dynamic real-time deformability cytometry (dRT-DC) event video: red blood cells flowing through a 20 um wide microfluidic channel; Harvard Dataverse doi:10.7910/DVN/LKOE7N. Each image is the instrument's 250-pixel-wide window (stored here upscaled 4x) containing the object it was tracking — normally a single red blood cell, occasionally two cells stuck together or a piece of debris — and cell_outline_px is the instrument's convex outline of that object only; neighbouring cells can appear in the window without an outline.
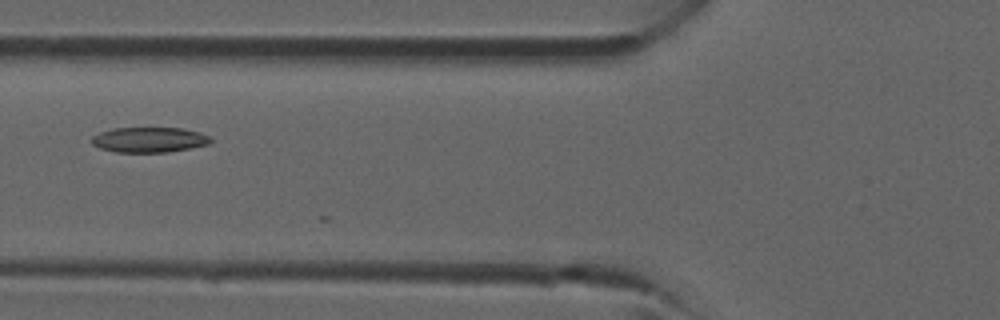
{"species": "common noctule bat (a hibernating species)", "species_latin": "Nyctalus noctula", "temperature_condition": "room temperature", "stored_images_in_passage": 17, "camera_frame_rate_fps": 3000, "um_per_image_px": 0.085, "animal": {"sex": "male", "forearm_length_mm": 52.5}, "frame": {"image": 1, "passage_image": 16, "time_ms": 5.0, "image_size_px": [1000, 320], "cell_outline_px": [[212, 140], [208, 144], [168, 152], [116, 152], [100, 148], [92, 144], [92, 136], [100, 132], [112, 128], [180, 128], [200, 132], [208, 136]], "centroid_in_image_um": [12.65, 11.87], "position_along_channel_um": 113.1, "area_um2": 17.34}}